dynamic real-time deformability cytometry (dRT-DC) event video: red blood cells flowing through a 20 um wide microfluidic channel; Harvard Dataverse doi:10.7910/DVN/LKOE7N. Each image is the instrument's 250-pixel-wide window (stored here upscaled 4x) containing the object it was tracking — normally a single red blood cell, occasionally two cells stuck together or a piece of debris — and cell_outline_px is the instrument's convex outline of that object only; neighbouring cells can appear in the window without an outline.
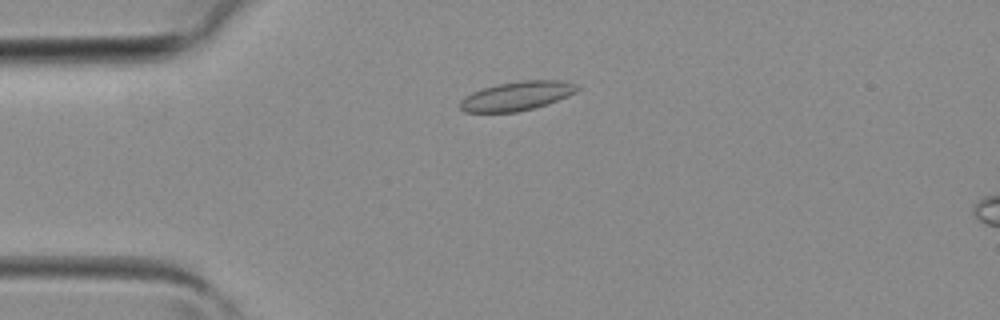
{"species": "common noctule bat (a hibernating species)", "species_latin": "Nyctalus noctula", "temperature_condition": "room temperature", "stored_images_in_passage": 3, "camera_frame_rate_fps": 3000, "um_per_image_px": 0.085, "animal": {"sex": "female", "body_mass_g": 19.3, "forearm_length_mm": 54.1}, "frame": {"image": 1, "passage_image": 2, "time_ms": 0.333, "image_size_px": [1000, 320], "cell_outline_px": [[580, 88], [576, 92], [568, 96], [548, 104], [516, 112], [464, 112], [460, 108], [460, 100], [464, 96], [472, 92], [496, 84], [520, 80], [560, 80], [576, 84]], "centroid_in_image_um": [43.93, 8.15], "position_along_channel_um": 41.1, "area_um2": 19.88}}